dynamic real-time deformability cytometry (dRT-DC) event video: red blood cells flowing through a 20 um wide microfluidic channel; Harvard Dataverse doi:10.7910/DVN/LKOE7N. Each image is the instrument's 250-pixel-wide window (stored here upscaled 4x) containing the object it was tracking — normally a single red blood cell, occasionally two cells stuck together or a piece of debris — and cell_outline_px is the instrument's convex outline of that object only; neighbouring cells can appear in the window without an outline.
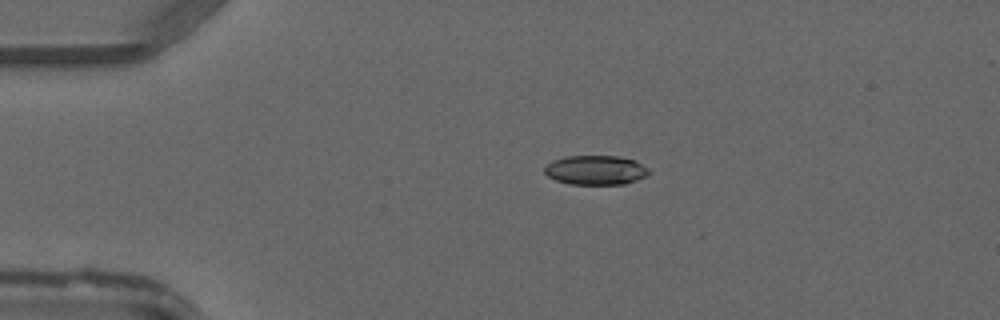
{"species": "common noctule bat (a hibernating species)", "species_latin": "Nyctalus noctula", "temperature_condition": "warm", "stored_images_in_passage": 48, "camera_frame_rate_fps": 3000, "um_per_image_px": 0.085, "animal": {"sex": "male", "forearm_length_mm": 52.5}, "frame": {"image": 1, "passage_image": 11, "time_ms": 3.333, "image_size_px": [1000, 320], "cell_outline_px": [[648, 176], [624, 184], [568, 184], [556, 180], [548, 176], [544, 172], [544, 168], [552, 160], [564, 156], [620, 156], [636, 160], [648, 168]], "centroid_in_image_um": [50.63, 14.45], "position_along_channel_um": 34.4, "area_um2": 17.98}}
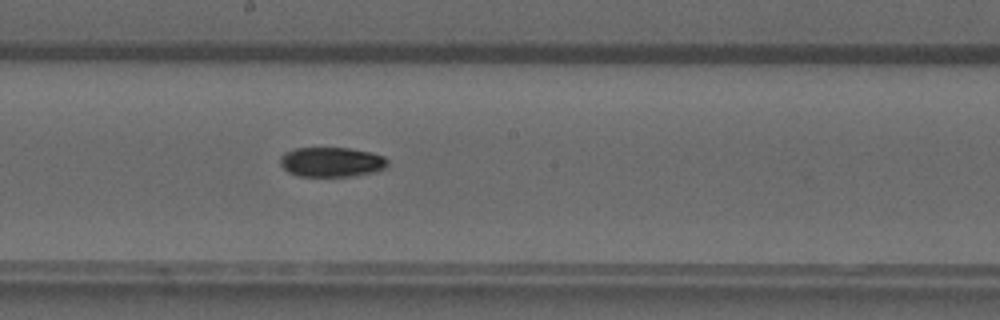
{"frame": {"image": 2, "passage_image": 27, "time_ms": 8.667, "image_size_px": [1000, 320], "cell_outline_px": [[388, 168], [376, 172], [352, 176], [300, 176], [288, 172], [280, 164], [280, 156], [284, 152], [296, 148], [348, 148], [372, 152], [384, 156], [388, 160]], "centroid_in_image_um": [28.22, 13.77], "position_along_channel_um": 220.0, "area_um2": 18.84}}
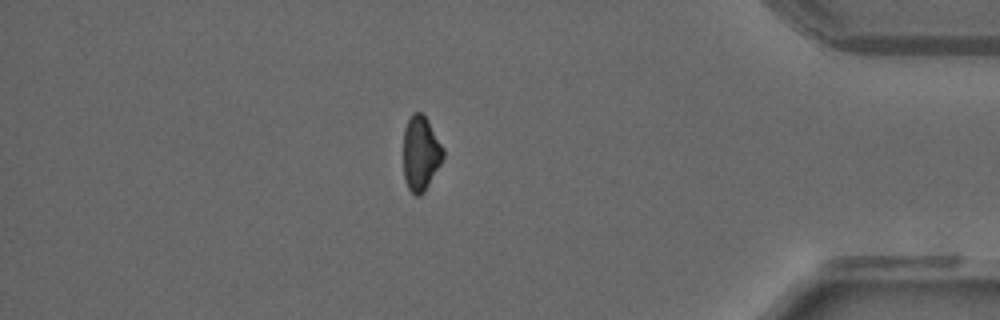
{"frame": {"image": 3, "passage_image": 42, "time_ms": 13.667, "image_size_px": [1000, 320], "cell_outline_px": [[444, 156], [440, 164], [424, 192], [420, 196], [416, 196], [408, 188], [404, 180], [404, 128], [412, 112], [420, 112], [428, 120], [444, 148]], "centroid_in_image_um": [35.76, 13.03], "position_along_channel_um": 399.4, "area_um2": 17.28}}